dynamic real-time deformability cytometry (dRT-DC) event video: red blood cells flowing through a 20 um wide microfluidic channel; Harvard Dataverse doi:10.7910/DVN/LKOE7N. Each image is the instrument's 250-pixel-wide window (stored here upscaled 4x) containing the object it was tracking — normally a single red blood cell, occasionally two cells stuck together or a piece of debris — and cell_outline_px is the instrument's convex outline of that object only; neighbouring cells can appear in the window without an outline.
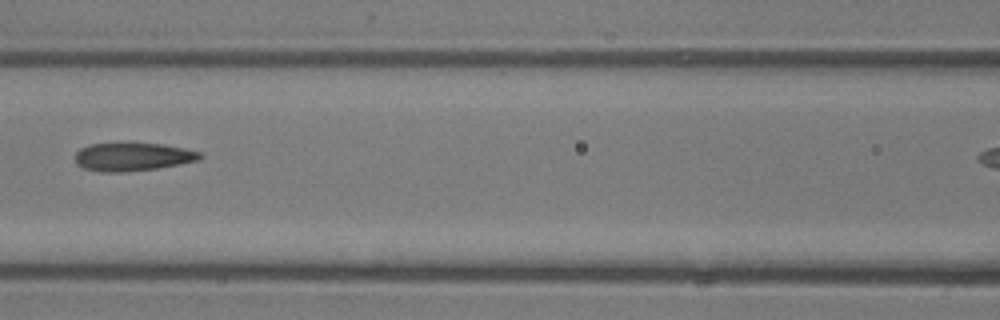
{"species": "common noctule bat (a hibernating species)", "species_latin": "Nyctalus noctula", "temperature_condition": "room temperature", "stored_images_in_passage": 8, "segment_of_instrument_passage": [1, 2], "camera_frame_rate_fps": 3000, "um_per_image_px": 0.085, "animal": {"sex": "male", "body_mass_g": 13.3}, "frame": {"image": 1, "passage_image": 7, "time_ms": 7.0, "image_size_px": [1000, 320], "cell_outline_px": [[204, 156], [200, 160], [180, 164], [156, 168], [124, 172], [100, 172], [84, 168], [76, 164], [76, 152], [80, 148], [88, 144], [128, 140], [132, 140], [164, 144], [184, 148], [200, 152]], "centroid_in_image_um": [11.26, 13.27], "position_along_channel_um": 155.3, "area_um2": 21.56}}